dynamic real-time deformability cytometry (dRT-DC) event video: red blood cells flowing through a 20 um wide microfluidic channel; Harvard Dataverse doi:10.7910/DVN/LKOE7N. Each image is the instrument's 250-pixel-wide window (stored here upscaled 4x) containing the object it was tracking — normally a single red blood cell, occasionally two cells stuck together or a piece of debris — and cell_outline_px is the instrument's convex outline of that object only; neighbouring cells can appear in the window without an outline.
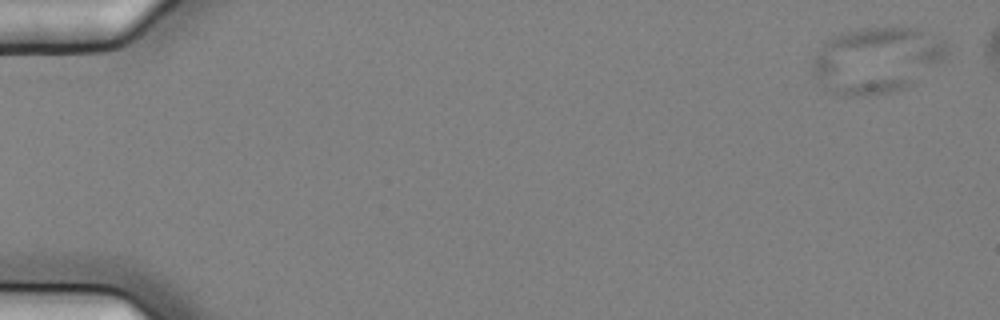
{"species": "common noctule bat (a hibernating species)", "species_latin": "Nyctalus noctula", "temperature_condition": "cold", "stored_images_in_passage": 8, "camera_frame_rate_fps": 3000, "um_per_image_px": 0.085, "animal": {"sex": "female", "body_mass_g": 25.1}, "frame": {"image": 1, "passage_image": 1, "time_ms": 0.0, "image_size_px": [1000, 320], "cell_outline_px": [[948, 52], [944, 60], [912, 84], [904, 88], [888, 92], [868, 96], [840, 96], [824, 88], [812, 76], [812, 60], [816, 52], [824, 40], [840, 32], [860, 28], [916, 28], [932, 32], [944, 40], [948, 48]], "centroid_in_image_um": [74.48, 5.09], "position_along_channel_um": 10.5, "area_um2": 52.42}}
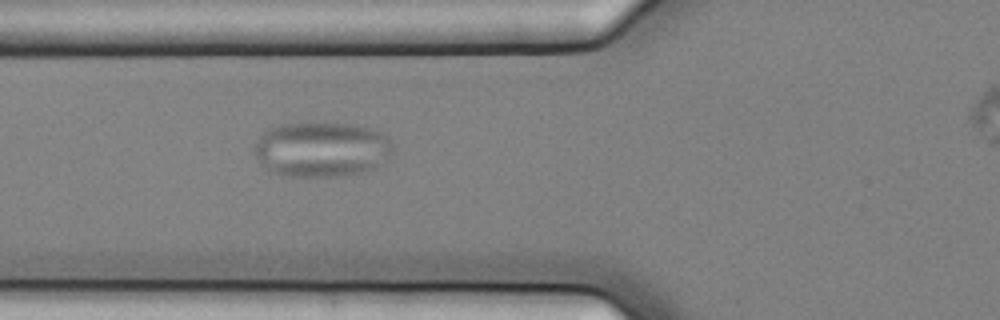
{"frame": {"image": 2, "passage_image": 7, "time_ms": 2.0, "image_size_px": [1000, 320], "cell_outline_px": [[388, 152], [380, 164], [376, 168], [360, 172], [332, 176], [284, 176], [268, 172], [260, 164], [252, 152], [260, 136], [268, 128], [280, 124], [308, 120], [352, 124], [372, 128], [388, 136]], "centroid_in_image_um": [27.21, 12.65], "position_along_channel_um": 98.6, "area_um2": 44.97}}